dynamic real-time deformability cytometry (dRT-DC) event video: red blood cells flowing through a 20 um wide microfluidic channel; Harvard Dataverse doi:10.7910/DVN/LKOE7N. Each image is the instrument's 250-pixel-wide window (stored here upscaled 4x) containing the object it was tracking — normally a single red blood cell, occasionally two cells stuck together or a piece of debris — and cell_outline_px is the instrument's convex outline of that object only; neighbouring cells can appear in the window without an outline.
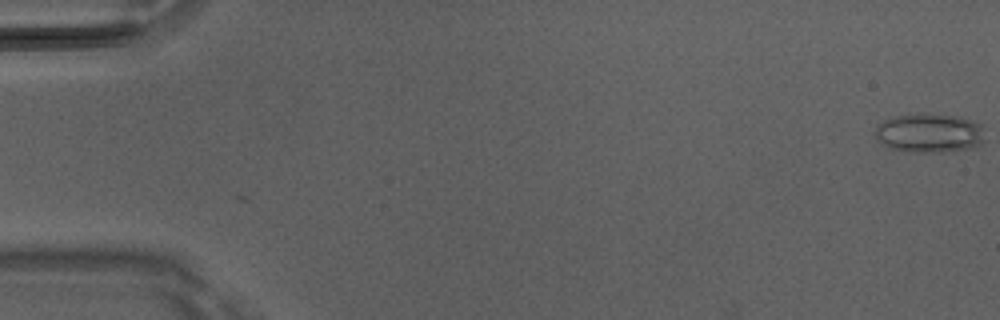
{"species": "Egyptian fruit bat (a non-hibernating species)", "species_latin": "Rousettus aegyptiacus", "temperature_condition": "room temperature", "stored_images_in_passage": 50, "camera_frame_rate_fps": 3000, "um_per_image_px": 0.085, "animal": {"sex": "male"}, "frame": {"image": 1, "passage_image": 1, "time_ms": 0.0, "image_size_px": [1000, 320], "cell_outline_px": [[984, 128], [980, 144], [976, 148], [944, 152], [908, 152], [892, 148], [880, 144], [876, 140], [872, 132], [884, 120], [892, 116], [916, 112], [924, 112], [960, 116], [980, 124]], "centroid_in_image_um": [78.95, 11.29], "position_along_channel_um": 6.1, "area_um2": 25.78}}
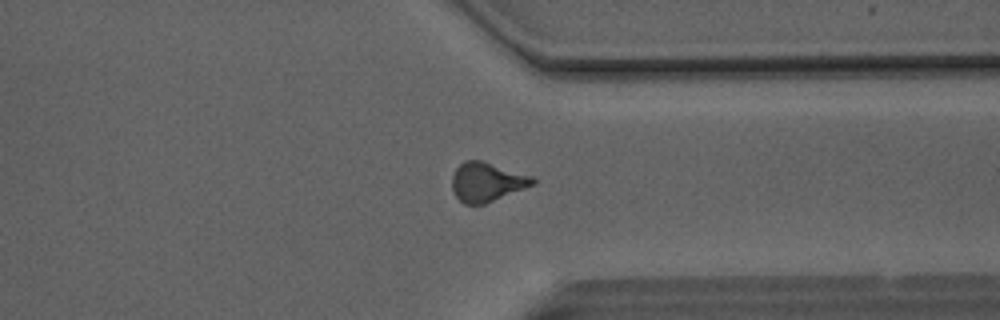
{"frame": {"image": 2, "passage_image": 39, "time_ms": 12.667, "image_size_px": [1000, 320], "cell_outline_px": [[536, 184], [484, 204], [464, 204], [456, 196], [452, 188], [452, 176], [456, 168], [464, 160], [480, 160], [532, 176], [536, 180]], "centroid_in_image_um": [41.38, 15.47], "position_along_channel_um": 370.0, "area_um2": 18.26}}
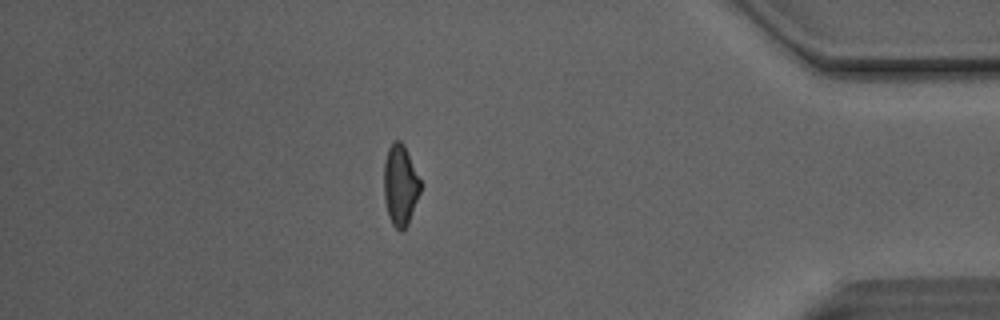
{"frame": {"image": 3, "passage_image": 44, "time_ms": 14.333, "image_size_px": [1000, 320], "cell_outline_px": [[420, 192], [408, 224], [404, 232], [400, 232], [392, 224], [388, 216], [384, 196], [384, 160], [388, 148], [392, 140], [400, 140], [404, 144], [420, 180]], "centroid_in_image_um": [34.01, 15.74], "position_along_channel_um": 401.2, "area_um2": 17.28}, "authors_computed_cell_mechanics": {"area_um2": 18.3515, "velocity_mm_per_s": 4.1632, "shape_relaxation_time_tau1_ms": 10.8581, "shape_relaxation_time_tau2_ms": 1.821, "deformation_change_tau1": 0.2545, "deformation_change_tau2": 0.1063}}